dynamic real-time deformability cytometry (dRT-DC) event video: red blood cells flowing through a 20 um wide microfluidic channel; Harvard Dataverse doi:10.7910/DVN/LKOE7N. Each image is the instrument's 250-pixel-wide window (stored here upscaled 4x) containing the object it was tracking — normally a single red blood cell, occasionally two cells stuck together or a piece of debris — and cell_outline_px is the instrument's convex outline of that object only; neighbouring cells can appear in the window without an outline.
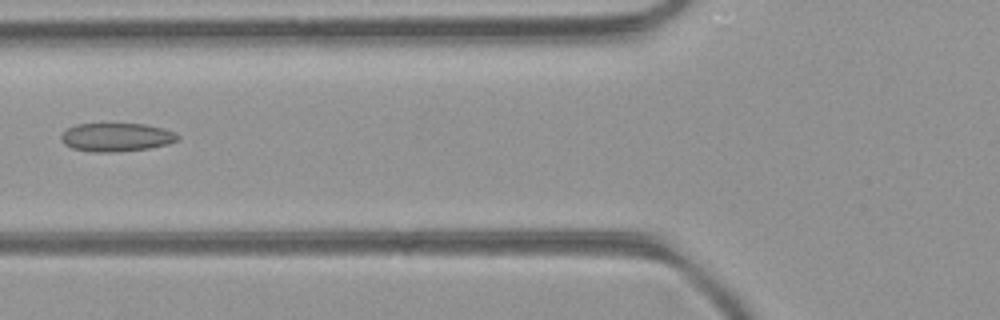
{"species": "common noctule bat (a hibernating species)", "species_latin": "Nyctalus noctula", "temperature_condition": "room temperature", "stored_images_in_passage": 7, "camera_frame_rate_fps": 3000, "um_per_image_px": 0.085, "animal": {"sex": "female", "body_mass_g": 21.9}, "frame": {"image": 1, "passage_image": 5, "time_ms": 1.333, "image_size_px": [1000, 320], "cell_outline_px": [[180, 136], [176, 140], [168, 144], [148, 148], [112, 152], [92, 152], [72, 148], [64, 144], [60, 140], [60, 136], [68, 128], [76, 124], [144, 124], [164, 128]], "centroid_in_image_um": [9.86, 11.66], "position_along_channel_um": 115.9, "area_um2": 19.19}}
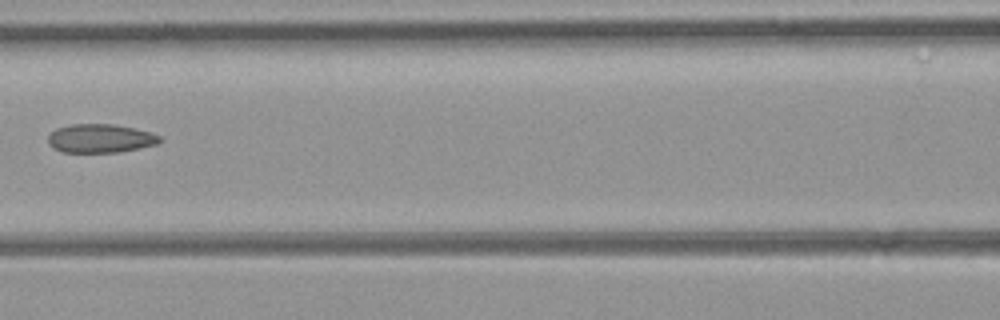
{"frame": {"image": 2, "passage_image": 6, "time_ms": 1.667, "image_size_px": [1000, 320], "cell_outline_px": [[160, 140], [156, 144], [116, 152], [64, 152], [52, 148], [48, 144], [48, 136], [56, 128], [72, 124], [112, 124], [152, 132], [160, 136]], "centroid_in_image_um": [8.48, 11.76], "position_along_channel_um": 158.1, "area_um2": 18.44}}
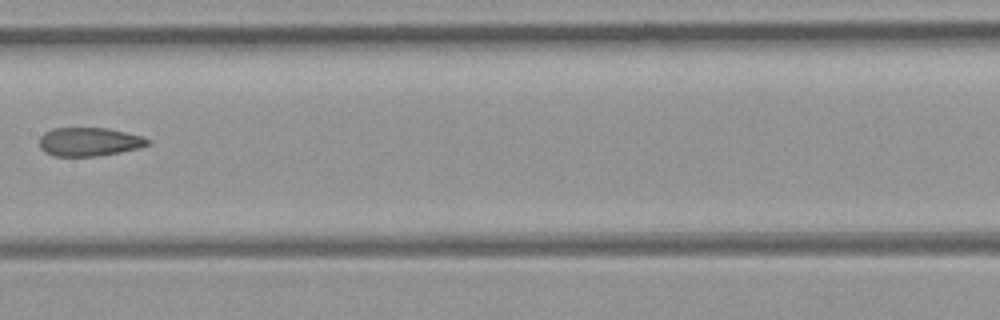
{"frame": {"image": 3, "passage_image": 7, "time_ms": 2.0, "image_size_px": [1000, 320], "cell_outline_px": [[152, 140], [148, 144], [140, 148], [100, 156], [52, 156], [44, 152], [40, 148], [40, 136], [44, 132], [52, 128], [108, 128], [144, 136]], "centroid_in_image_um": [7.59, 12.05], "position_along_channel_um": 199.8, "area_um2": 18.32}}